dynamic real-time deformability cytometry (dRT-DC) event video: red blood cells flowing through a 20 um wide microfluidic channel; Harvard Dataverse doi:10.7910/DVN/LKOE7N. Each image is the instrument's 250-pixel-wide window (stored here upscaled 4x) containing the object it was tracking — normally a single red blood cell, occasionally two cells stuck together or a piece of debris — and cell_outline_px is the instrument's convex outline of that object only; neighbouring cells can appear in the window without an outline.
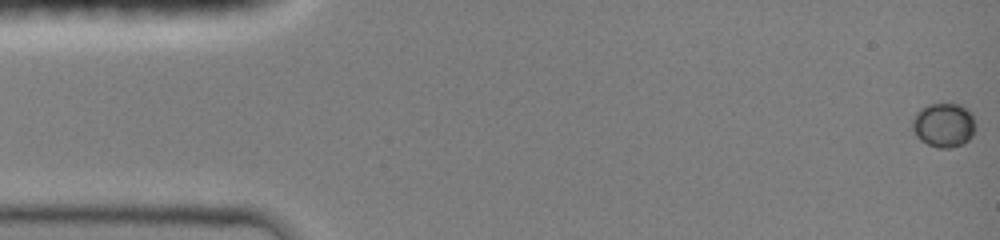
{"species": "common noctule bat (a hibernating species)", "species_latin": "Nyctalus noctula", "temperature_condition": "room temperature", "stored_images_in_passage": 47, "camera_frame_rate_fps": 3000, "um_per_image_px": 0.085, "animal": {"sex": "female", "body_mass_g": 19.0, "forearm_length_mm": 51.5}, "frame": {"image": 1, "passage_image": 1, "time_ms": 0.0, "image_size_px": [1000, 240], "cell_outline_px": [[976, 128], [972, 136], [964, 144], [948, 148], [940, 148], [928, 144], [920, 140], [908, 128], [916, 112], [920, 108], [928, 104], [940, 100], [964, 104], [972, 112]], "centroid_in_image_um": [80.2, 10.56], "position_along_channel_um": 4.8, "area_um2": 17.34}}
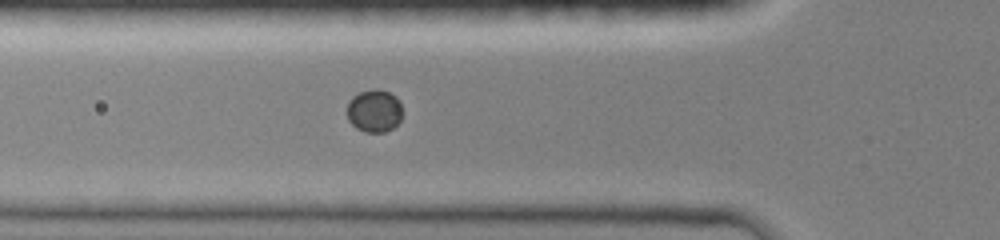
{"frame": {"image": 2, "passage_image": 34, "time_ms": 5.333, "image_size_px": [1000, 240], "cell_outline_px": [[404, 112], [400, 120], [392, 128], [384, 132], [364, 132], [356, 128], [348, 120], [348, 104], [352, 96], [360, 92], [372, 88], [376, 88], [388, 92], [396, 96], [400, 100]], "centroid_in_image_um": [31.85, 9.41], "position_along_channel_um": 94.0, "area_um2": 13.99}}
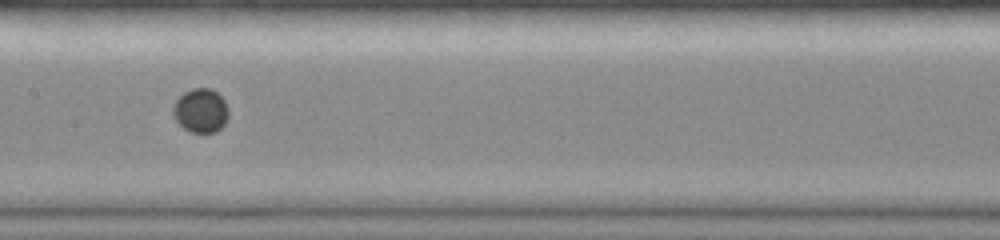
{"frame": {"image": 3, "passage_image": 46, "time_ms": 7.667, "image_size_px": [1000, 240], "cell_outline_px": [[228, 116], [224, 124], [216, 132], [188, 132], [176, 120], [172, 112], [172, 108], [176, 100], [184, 92], [192, 88], [212, 88], [224, 100], [228, 108]], "centroid_in_image_um": [17.05, 9.39], "position_along_channel_um": 190.3, "area_um2": 14.22}}